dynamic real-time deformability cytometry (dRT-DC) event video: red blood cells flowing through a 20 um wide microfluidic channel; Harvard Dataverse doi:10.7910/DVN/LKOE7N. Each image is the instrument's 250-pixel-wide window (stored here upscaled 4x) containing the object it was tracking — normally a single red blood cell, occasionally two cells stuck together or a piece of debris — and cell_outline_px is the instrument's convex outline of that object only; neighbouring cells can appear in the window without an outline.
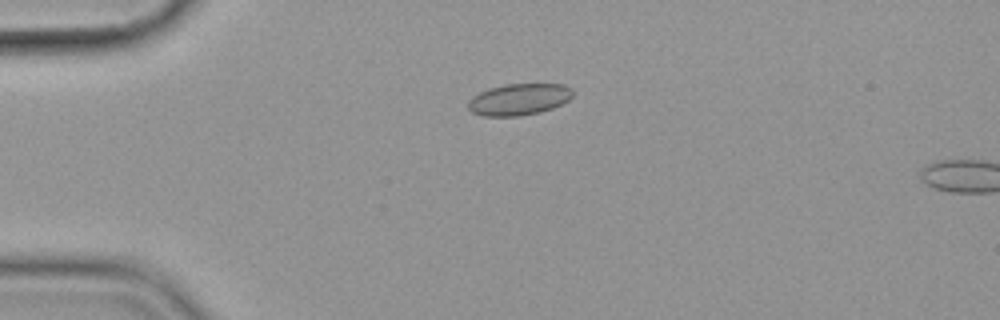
{"species": "common noctule bat (a hibernating species)", "species_latin": "Nyctalus noctula", "temperature_condition": "cold", "stored_images_in_passage": 15, "camera_frame_rate_fps": 3000, "um_per_image_px": 0.085, "animal": {"sex": "female", "body_mass_g": 19.9}, "frame": {"image": 1, "passage_image": 13, "time_ms": 4.0, "image_size_px": [1000, 320], "cell_outline_px": [[572, 96], [568, 100], [552, 108], [540, 112], [520, 116], [484, 116], [472, 112], [468, 108], [468, 100], [472, 96], [488, 88], [504, 84], [564, 84], [572, 88]], "centroid_in_image_um": [44.09, 8.44], "position_along_channel_um": 40.9, "area_um2": 19.31}}